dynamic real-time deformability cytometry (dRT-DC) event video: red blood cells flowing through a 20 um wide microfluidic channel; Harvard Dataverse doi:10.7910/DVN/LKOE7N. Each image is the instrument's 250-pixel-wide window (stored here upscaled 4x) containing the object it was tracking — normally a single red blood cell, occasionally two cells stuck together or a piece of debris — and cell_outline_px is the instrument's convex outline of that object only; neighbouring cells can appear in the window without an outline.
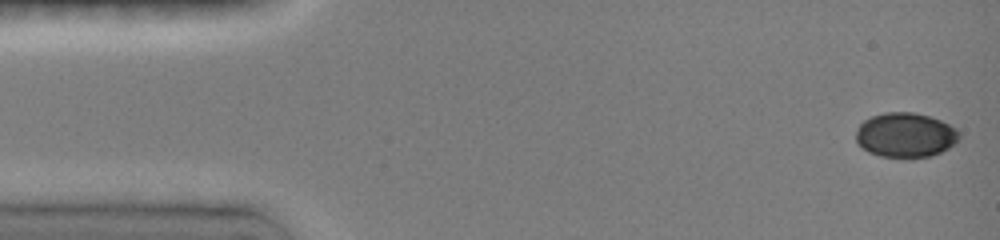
{"species": "common noctule bat (a hibernating species)", "species_latin": "Nyctalus noctula", "temperature_condition": "room temperature", "stored_images_in_passage": 47, "camera_frame_rate_fps": 3000, "um_per_image_px": 0.085, "animal": {"sex": "female", "body_mass_g": 19.0, "forearm_length_mm": 51.5}, "frame": {"image": 1, "passage_image": 1, "time_ms": 0.0, "image_size_px": [1000, 240], "cell_outline_px": [[960, 136], [948, 148], [932, 156], [908, 160], [880, 156], [868, 152], [856, 140], [856, 132], [860, 124], [864, 120], [872, 116], [884, 112], [912, 112], [928, 116], [940, 120], [956, 128], [960, 132]], "centroid_in_image_um": [76.96, 11.51], "position_along_channel_um": 8.0, "area_um2": 27.17}}
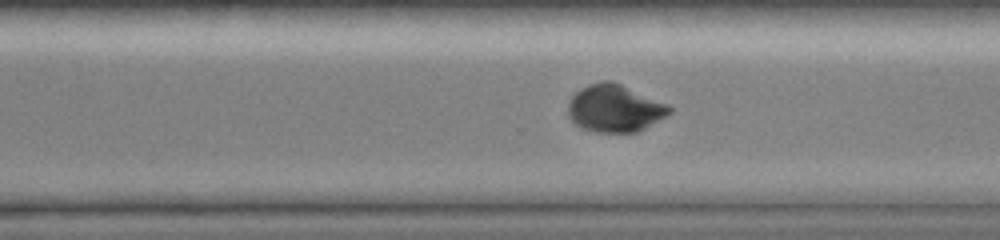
{"frame": {"image": 2, "passage_image": 33, "time_ms": 10.667, "image_size_px": [1000, 240], "cell_outline_px": [[672, 112], [644, 128], [636, 132], [596, 132], [580, 128], [568, 116], [568, 104], [572, 96], [576, 92], [588, 84], [600, 80], [612, 80], [668, 104], [672, 108]], "centroid_in_image_um": [52.23, 9.19], "position_along_channel_um": 318.4, "area_um2": 27.98}}
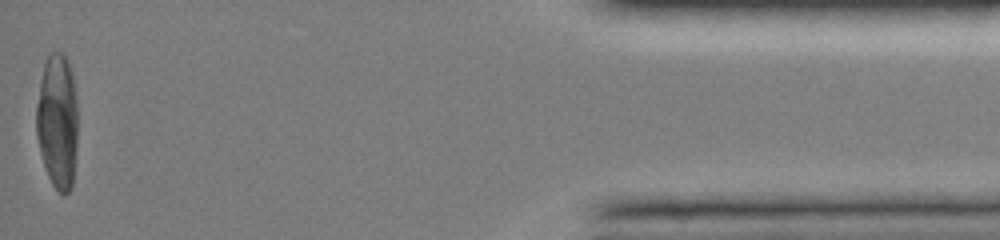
{"frame": {"image": 3, "passage_image": 47, "time_ms": 15.333, "image_size_px": [1000, 240], "cell_outline_px": [[76, 156], [72, 188], [64, 196], [52, 184], [48, 176], [40, 152], [36, 136], [36, 104], [40, 80], [44, 64], [48, 56], [52, 52], [64, 52], [68, 60], [72, 72], [76, 104]], "centroid_in_image_um": [4.87, 10.31], "position_along_channel_um": 430.3, "area_um2": 32.77}, "authors_computed_cell_mechanics": {"area_um2": 29.189, "velocity_mm_per_s": 4.0064, "shape_relaxation_time_tau1_ms": 6.1544, "shape_relaxation_time_tau2_ms": 1.36, "deformation_change_tau1": 0.2097, "deformation_change_tau2": 0.0331}}